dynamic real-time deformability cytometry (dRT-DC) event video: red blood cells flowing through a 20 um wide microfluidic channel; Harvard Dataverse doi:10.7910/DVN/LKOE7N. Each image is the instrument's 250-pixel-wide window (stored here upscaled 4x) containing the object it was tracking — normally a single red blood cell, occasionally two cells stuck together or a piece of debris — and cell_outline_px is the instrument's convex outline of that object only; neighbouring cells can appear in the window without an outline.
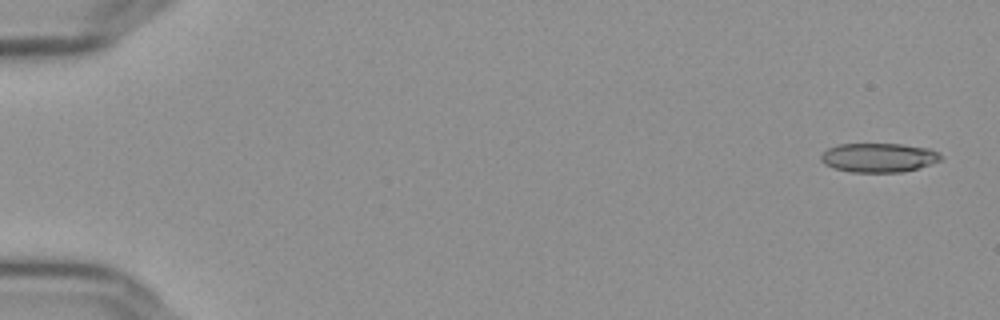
{"species": "Egyptian fruit bat (a non-hibernating species)", "species_latin": "Rousettus aegyptiacus", "temperature_condition": "cold", "stored_images_in_passage": 56, "camera_frame_rate_fps": 3000, "um_per_image_px": 0.085, "frame": {"image": 1, "passage_image": 2, "time_ms": 0.333, "image_size_px": [1000, 320], "cell_outline_px": [[944, 156], [940, 160], [904, 172], [852, 172], [836, 168], [824, 164], [820, 160], [820, 156], [828, 148], [840, 144], [900, 144], [928, 148], [940, 152]], "centroid_in_image_um": [74.69, 13.39], "position_along_channel_um": 10.3, "area_um2": 20.23}}
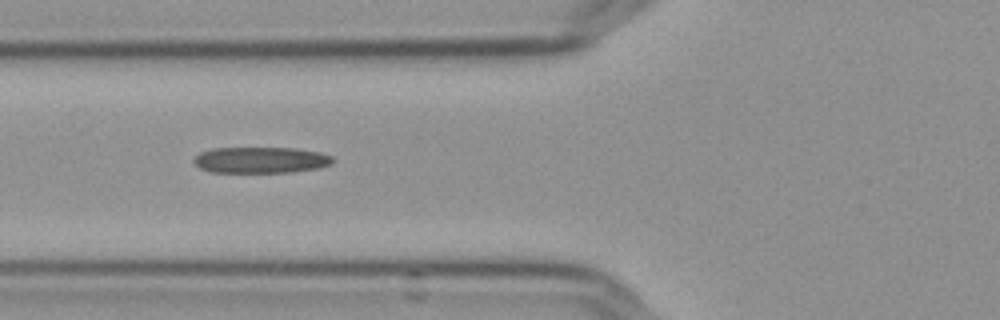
{"frame": {"image": 2, "passage_image": 22, "time_ms": 7.0, "image_size_px": [1000, 320], "cell_outline_px": [[336, 160], [332, 164], [320, 168], [288, 172], [212, 172], [200, 168], [192, 160], [200, 152], [212, 148], [296, 148], [320, 152], [332, 156]], "centroid_in_image_um": [22.2, 13.6], "position_along_channel_um": 103.6, "area_um2": 21.27}}
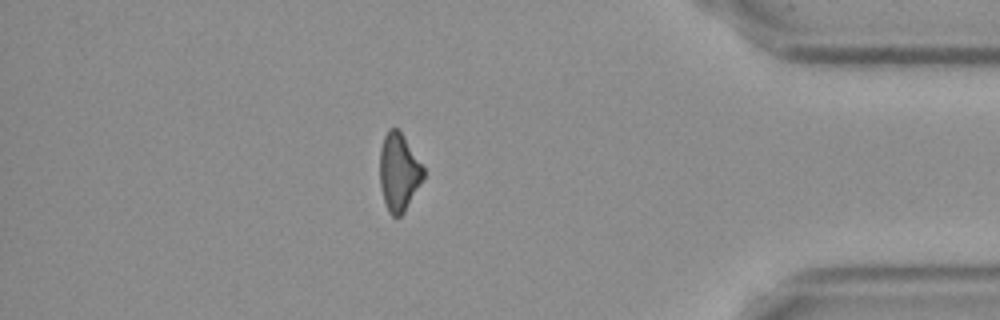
{"frame": {"image": 3, "passage_image": 49, "time_ms": 16.0, "image_size_px": [1000, 320], "cell_outline_px": [[424, 176], [404, 212], [400, 216], [392, 216], [388, 212], [380, 188], [380, 148], [384, 136], [388, 128], [396, 128], [400, 132], [424, 168]], "centroid_in_image_um": [33.87, 14.64], "position_along_channel_um": 401.3, "area_um2": 19.36}, "authors_computed_cell_mechanics": {"area_um2": 20.9814, "velocity_mm_per_s": 3.6529, "shape_relaxation_time_tau1_ms": null, "shape_relaxation_time_tau2_ms": 2.7819, "deformation_change_tau1": null, "deformation_change_tau2": 0.141}}